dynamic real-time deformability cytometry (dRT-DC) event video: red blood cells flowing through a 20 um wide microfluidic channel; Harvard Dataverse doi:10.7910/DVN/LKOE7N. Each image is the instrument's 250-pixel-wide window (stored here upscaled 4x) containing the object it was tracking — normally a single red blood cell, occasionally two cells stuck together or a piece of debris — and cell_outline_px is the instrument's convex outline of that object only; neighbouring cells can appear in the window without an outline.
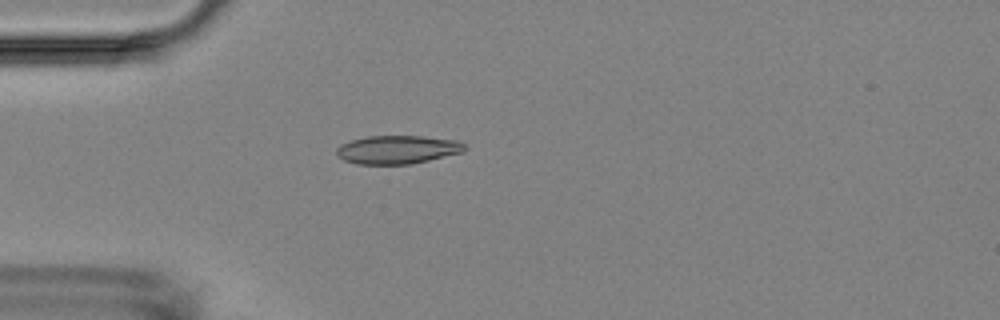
{"species": "Egyptian fruit bat (a non-hibernating species)", "species_latin": "Rousettus aegyptiacus", "temperature_condition": "room temperature", "stored_images_in_passage": 10, "camera_frame_rate_fps": 3000, "um_per_image_px": 0.085, "animal": {"sex": "female"}, "frame": {"image": 1, "passage_image": 6, "time_ms": 1.667, "image_size_px": [1000, 320], "cell_outline_px": [[468, 148], [464, 152], [412, 164], [356, 164], [344, 160], [336, 156], [336, 148], [340, 144], [352, 140], [368, 136], [424, 136], [456, 140], [464, 144]], "centroid_in_image_um": [33.79, 12.72], "position_along_channel_um": 51.2, "area_um2": 21.39}}